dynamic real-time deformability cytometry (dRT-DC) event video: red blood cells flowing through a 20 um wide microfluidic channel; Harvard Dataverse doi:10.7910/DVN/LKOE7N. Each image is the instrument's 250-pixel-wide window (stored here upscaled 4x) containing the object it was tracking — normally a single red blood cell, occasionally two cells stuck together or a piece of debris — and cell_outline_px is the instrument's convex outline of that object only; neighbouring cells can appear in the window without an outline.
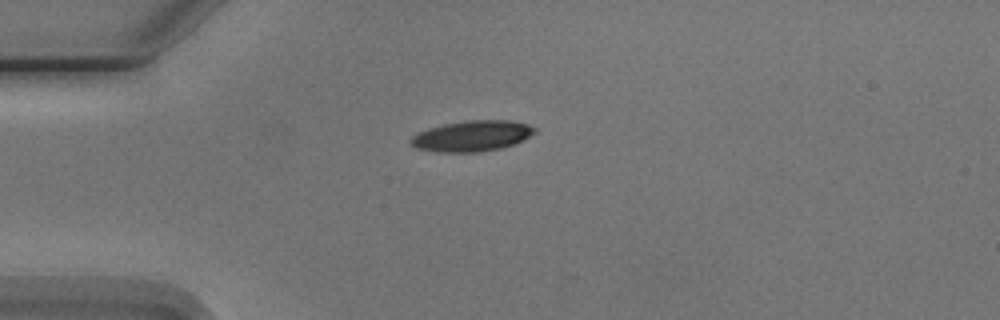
{"species": "Egyptian fruit bat (a non-hibernating species)", "species_latin": "Rousettus aegyptiacus", "temperature_condition": "cold", "stored_images_in_passage": 5, "camera_frame_rate_fps": 3000, "um_per_image_px": 0.085, "animal": {"sex": "male"}, "frame": {"image": 1, "passage_image": 1, "time_ms": 0.0, "image_size_px": [1000, 320], "cell_outline_px": [[536, 132], [524, 140], [516, 144], [504, 148], [480, 152], [436, 152], [416, 148], [408, 140], [412, 136], [428, 128], [444, 124], [468, 120], [508, 120], [528, 124], [536, 128]], "centroid_in_image_um": [40.15, 11.56], "position_along_channel_um": 44.9, "area_um2": 22.43}}
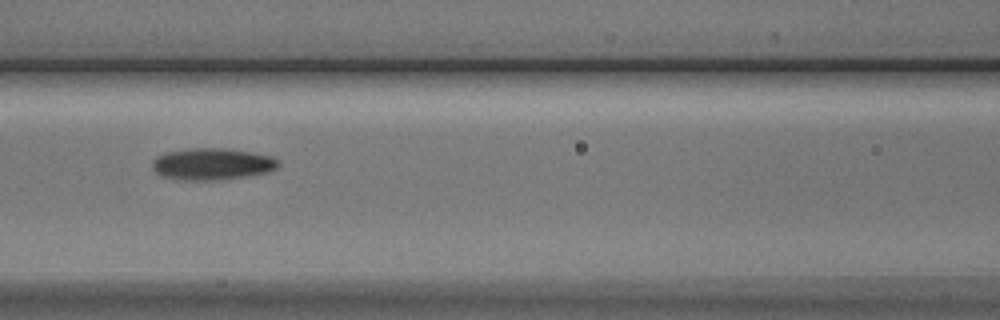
{"frame": {"image": 2, "passage_image": 4, "time_ms": 3.333, "image_size_px": [1000, 320], "cell_outline_px": [[280, 164], [276, 168], [268, 172], [220, 180], [176, 180], [160, 176], [152, 168], [152, 160], [156, 156], [164, 152], [188, 148], [224, 148], [252, 152], [272, 156], [280, 160]], "centroid_in_image_um": [18.0, 13.94], "position_along_channel_um": 148.6, "area_um2": 23.7}}
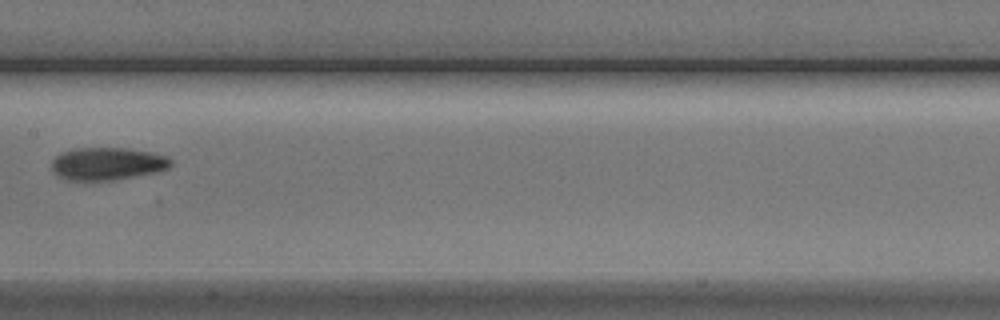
{"frame": {"image": 3, "passage_image": 5, "time_ms": 4.667, "image_size_px": [1000, 320], "cell_outline_px": [[172, 164], [168, 168], [156, 172], [112, 180], [68, 180], [52, 172], [52, 160], [60, 152], [72, 148], [128, 148], [152, 152], [168, 156], [172, 160]], "centroid_in_image_um": [9.12, 13.9], "position_along_channel_um": 198.3, "area_um2": 22.77}}